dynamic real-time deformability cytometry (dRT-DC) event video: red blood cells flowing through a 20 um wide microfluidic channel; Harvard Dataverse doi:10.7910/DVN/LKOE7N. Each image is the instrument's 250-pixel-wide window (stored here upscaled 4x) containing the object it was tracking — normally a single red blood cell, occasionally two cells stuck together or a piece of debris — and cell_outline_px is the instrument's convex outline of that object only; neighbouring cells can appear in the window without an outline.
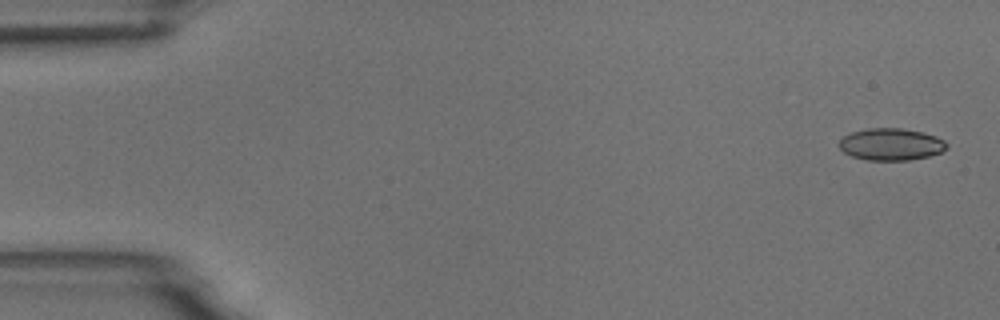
{"species": "common noctule bat (a hibernating species)", "species_latin": "Nyctalus noctula", "temperature_condition": "room temperature", "stored_images_in_passage": 5, "camera_frame_rate_fps": 3000, "um_per_image_px": 0.085, "animal": {"sex": "male", "body_mass_g": 18.8}, "frame": {"image": 1, "passage_image": 1, "time_ms": 0.0, "image_size_px": [1000, 320], "cell_outline_px": [[948, 148], [940, 152], [928, 156], [908, 160], [868, 160], [852, 156], [844, 152], [840, 148], [840, 140], [844, 136], [852, 132], [868, 128], [900, 128], [920, 132], [936, 136], [944, 140], [948, 144]], "centroid_in_image_um": [75.75, 12.27], "position_along_channel_um": 9.3, "area_um2": 19.88}}
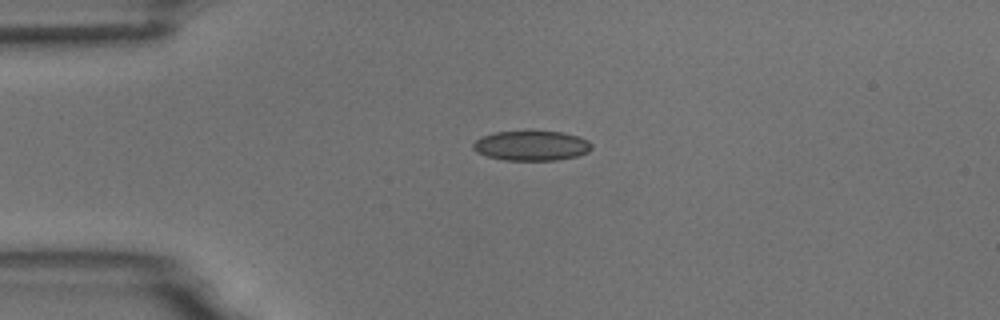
{"frame": {"image": 2, "passage_image": 4, "time_ms": 3.667, "image_size_px": [1000, 320], "cell_outline_px": [[592, 148], [588, 152], [576, 156], [556, 160], [504, 160], [488, 156], [476, 152], [472, 148], [472, 144], [480, 136], [496, 132], [560, 132], [580, 136], [588, 140], [592, 144]], "centroid_in_image_um": [45.17, 12.39], "position_along_channel_um": 39.8, "area_um2": 20.52}}